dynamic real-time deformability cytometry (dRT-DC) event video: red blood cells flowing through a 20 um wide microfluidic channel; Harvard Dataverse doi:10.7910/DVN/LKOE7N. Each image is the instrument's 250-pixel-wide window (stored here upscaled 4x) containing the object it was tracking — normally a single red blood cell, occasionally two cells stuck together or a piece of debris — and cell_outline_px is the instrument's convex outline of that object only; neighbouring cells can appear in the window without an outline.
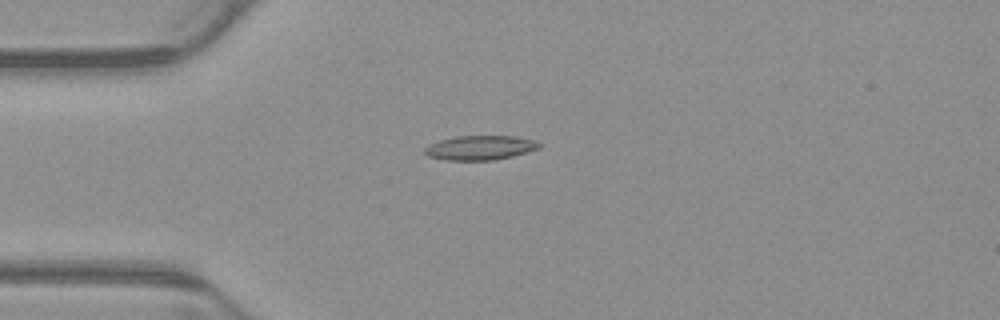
{"species": "common noctule bat (a hibernating species)", "species_latin": "Nyctalus noctula", "temperature_condition": "warm", "stored_images_in_passage": 6, "camera_frame_rate_fps": 3000, "um_per_image_px": 0.085, "animal": {"sex": "male", "body_mass_g": 23.1, "forearm_length_mm": 52.7}, "frame": {"image": 1, "passage_image": 3, "time_ms": 0.667, "image_size_px": [1000, 320], "cell_outline_px": [[544, 144], [540, 148], [512, 156], [492, 160], [444, 160], [428, 156], [424, 152], [424, 148], [428, 144], [440, 140], [456, 136], [512, 136], [536, 140]], "centroid_in_image_um": [40.82, 12.55], "position_along_channel_um": 44.2, "area_um2": 16.36}}
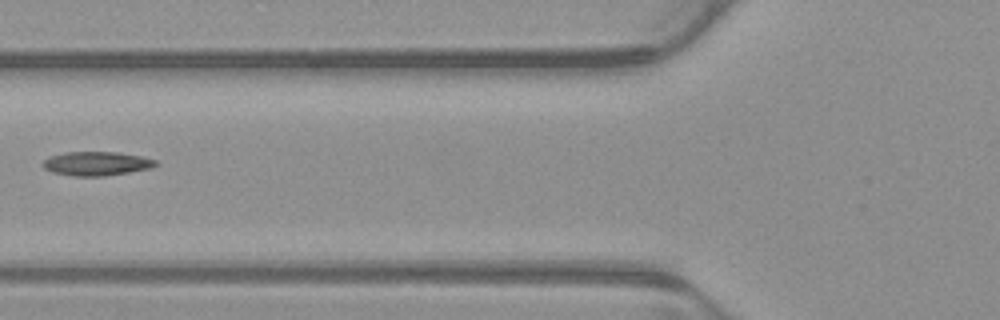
{"frame": {"image": 2, "passage_image": 5, "time_ms": 1.333, "image_size_px": [1000, 320], "cell_outline_px": [[160, 164], [152, 168], [104, 176], [72, 176], [52, 172], [44, 168], [40, 164], [48, 156], [64, 152], [120, 152], [140, 156], [156, 160]], "centroid_in_image_um": [8.19, 13.9], "position_along_channel_um": 117.6, "area_um2": 15.95}}
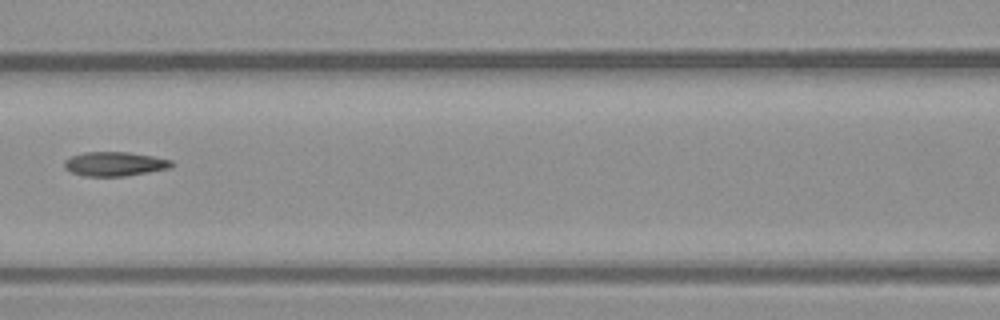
{"frame": {"image": 3, "passage_image": 6, "time_ms": 1.667, "image_size_px": [1000, 320], "cell_outline_px": [[172, 164], [168, 168], [148, 172], [124, 176], [84, 176], [72, 172], [64, 168], [64, 160], [72, 156], [84, 152], [128, 152], [152, 156], [172, 160]], "centroid_in_image_um": [9.71, 13.93], "position_along_channel_um": 156.9, "area_um2": 14.97}}